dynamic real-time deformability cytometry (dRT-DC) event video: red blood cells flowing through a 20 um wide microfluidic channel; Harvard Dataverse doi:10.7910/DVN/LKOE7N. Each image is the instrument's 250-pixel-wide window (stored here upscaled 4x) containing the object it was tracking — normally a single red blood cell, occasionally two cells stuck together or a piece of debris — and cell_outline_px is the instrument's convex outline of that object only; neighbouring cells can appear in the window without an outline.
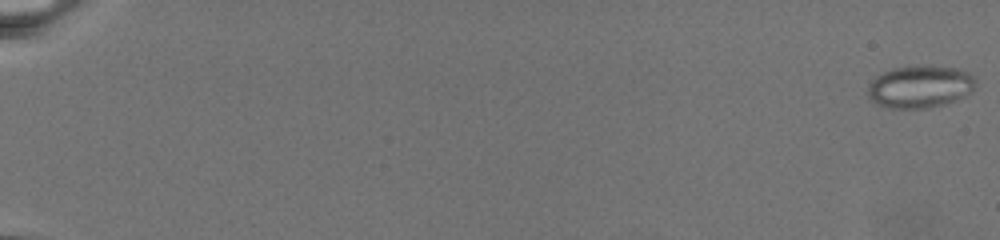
{"species": "common noctule bat (a hibernating species)", "species_latin": "Nyctalus noctula", "temperature_condition": "warm", "stored_images_in_passage": 77, "camera_frame_rate_fps": 3000, "um_per_image_px": 0.085, "animal": {"sex": "female", "body_mass_g": 19.5, "forearm_length_mm": 54.1}, "frame": {"image": 1, "passage_image": 1, "time_ms": 0.0, "image_size_px": [1000, 240], "cell_outline_px": [[976, 80], [972, 88], [968, 92], [956, 100], [944, 104], [928, 108], [888, 108], [876, 104], [868, 96], [868, 88], [872, 80], [876, 76], [892, 68], [928, 64], [956, 68], [968, 72]], "centroid_in_image_um": [78.17, 7.35], "position_along_channel_um": 6.8, "area_um2": 26.65}}
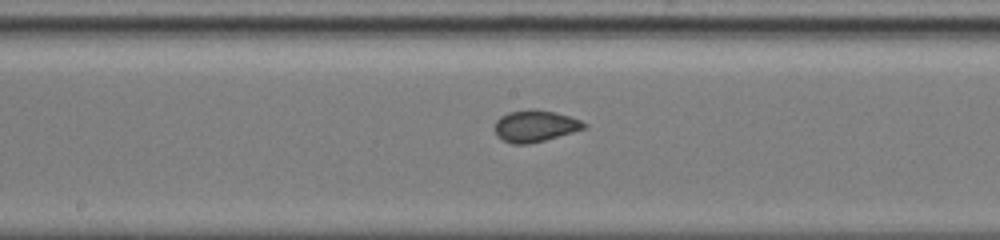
{"frame": {"image": 2, "passage_image": 45, "time_ms": 14.667, "image_size_px": [1000, 240], "cell_outline_px": [[588, 128], [544, 140], [528, 144], [512, 144], [496, 136], [496, 120], [500, 116], [508, 112], [532, 108], [556, 112], [580, 120], [588, 124]], "centroid_in_image_um": [45.5, 10.7], "position_along_channel_um": 202.7, "area_um2": 16.53}}
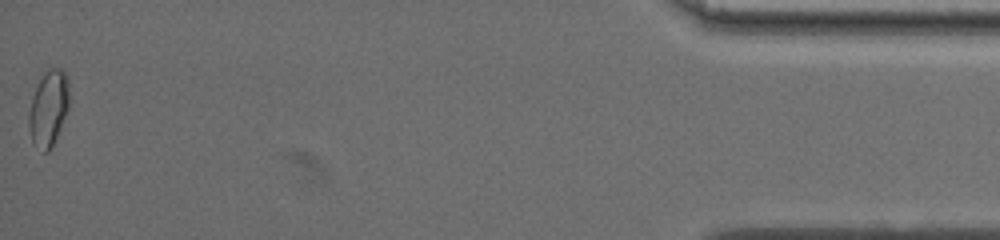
{"frame": {"image": 3, "passage_image": 77, "time_ms": 25.333, "image_size_px": [1000, 240], "cell_outline_px": [[68, 108], [56, 136], [48, 152], [44, 152], [32, 144], [28, 124], [28, 116], [32, 96], [44, 72], [48, 68], [60, 68], [64, 72], [68, 80]], "centroid_in_image_um": [4.1, 9.2], "position_along_channel_um": 431.1, "area_um2": 17.51}}